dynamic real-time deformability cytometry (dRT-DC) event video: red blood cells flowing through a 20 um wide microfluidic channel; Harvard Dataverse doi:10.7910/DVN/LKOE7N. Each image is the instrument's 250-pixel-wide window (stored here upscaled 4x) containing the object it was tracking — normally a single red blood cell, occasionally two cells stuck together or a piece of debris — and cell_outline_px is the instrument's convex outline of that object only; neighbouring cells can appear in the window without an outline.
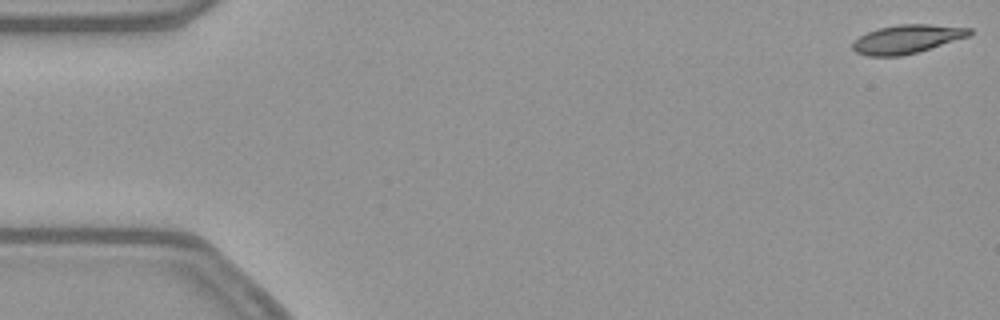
{"species": "common noctule bat (a hibernating species)", "species_latin": "Nyctalus noctula", "temperature_condition": "warm", "stored_images_in_passage": 53, "camera_frame_rate_fps": 3000, "um_per_image_px": 0.085, "animal": {"sex": "female", "body_mass_g": 21.9}, "frame": {"image": 1, "passage_image": 1, "time_ms": 0.0, "image_size_px": [1000, 320], "cell_outline_px": [[972, 32], [968, 36], [916, 52], [900, 56], [868, 56], [856, 52], [852, 48], [852, 44], [860, 36], [868, 32], [880, 28], [900, 24], [928, 24], [972, 28]], "centroid_in_image_um": [77.07, 3.32], "position_along_channel_um": 7.9, "area_um2": 19.07}}
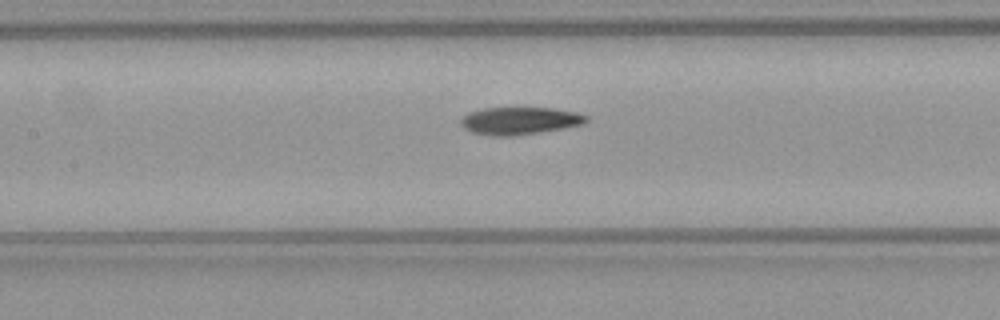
{"frame": {"image": 2, "passage_image": 24, "time_ms": 7.667, "image_size_px": [1000, 320], "cell_outline_px": [[588, 120], [580, 124], [564, 128], [540, 132], [508, 136], [492, 136], [472, 132], [464, 128], [460, 124], [460, 120], [468, 112], [484, 108], [556, 108], [576, 112], [588, 116]], "centroid_in_image_um": [44.15, 10.26], "position_along_channel_um": 163.2, "area_um2": 20.0}}
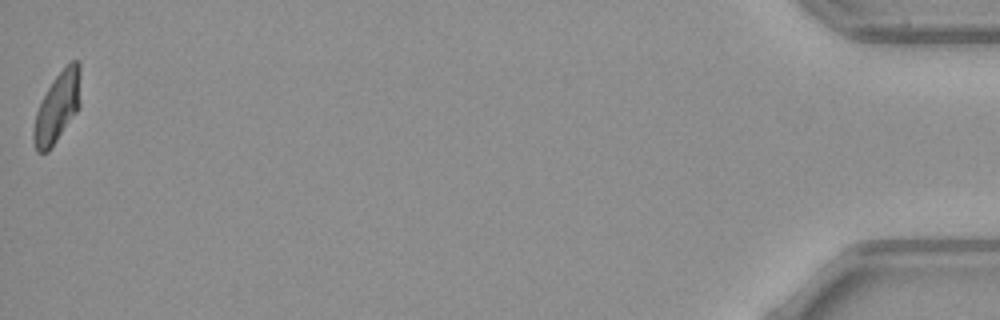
{"frame": {"image": 3, "passage_image": 53, "time_ms": 17.333, "image_size_px": [1000, 320], "cell_outline_px": [[80, 108], [48, 152], [36, 152], [32, 136], [32, 132], [36, 112], [52, 80], [72, 60], [80, 60]], "centroid_in_image_um": [4.88, 9.13], "position_along_channel_um": 430.3, "area_um2": 19.19}, "authors_computed_cell_mechanics": {"area_um2": 20.1144, "velocity_mm_per_s": 3.8577, "shape_relaxation_time_tau1_ms": 7.8744, "shape_relaxation_time_tau2_ms": 7.131, "deformation_change_tau1": 0.2316, "deformation_change_tau2": 0.1273}}